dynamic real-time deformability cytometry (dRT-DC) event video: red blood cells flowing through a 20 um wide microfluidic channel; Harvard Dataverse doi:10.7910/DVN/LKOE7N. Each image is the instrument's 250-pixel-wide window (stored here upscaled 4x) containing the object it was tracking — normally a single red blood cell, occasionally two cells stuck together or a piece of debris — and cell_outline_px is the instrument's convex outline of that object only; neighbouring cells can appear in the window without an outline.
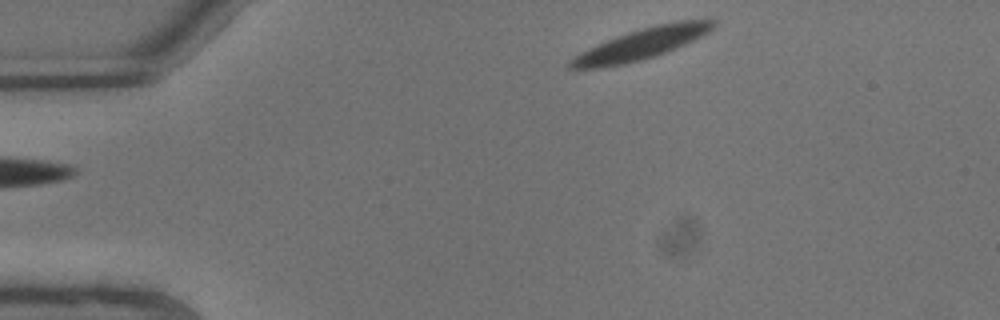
{"species": "common noctule bat (a hibernating species)", "species_latin": "Nyctalus noctula", "temperature_condition": "warm", "stored_images_in_passage": 7, "segment_of_instrument_passage": [2, 2], "camera_frame_rate_fps": 3000, "um_per_image_px": 0.085, "animal": {"sex": "male", "body_mass_g": 13.3}, "frame": {"image": 1, "passage_image": 7, "time_ms": 2.0, "image_size_px": [1000, 320], "cell_outline_px": [[716, 24], [708, 32], [676, 48], [640, 60], [624, 64], [600, 68], [568, 68], [568, 60], [580, 52], [588, 48], [616, 36], [640, 28], [656, 24], [676, 20], [716, 20]], "centroid_in_image_um": [54.48, 3.72], "position_along_channel_um": 30.5, "area_um2": 25.49}}